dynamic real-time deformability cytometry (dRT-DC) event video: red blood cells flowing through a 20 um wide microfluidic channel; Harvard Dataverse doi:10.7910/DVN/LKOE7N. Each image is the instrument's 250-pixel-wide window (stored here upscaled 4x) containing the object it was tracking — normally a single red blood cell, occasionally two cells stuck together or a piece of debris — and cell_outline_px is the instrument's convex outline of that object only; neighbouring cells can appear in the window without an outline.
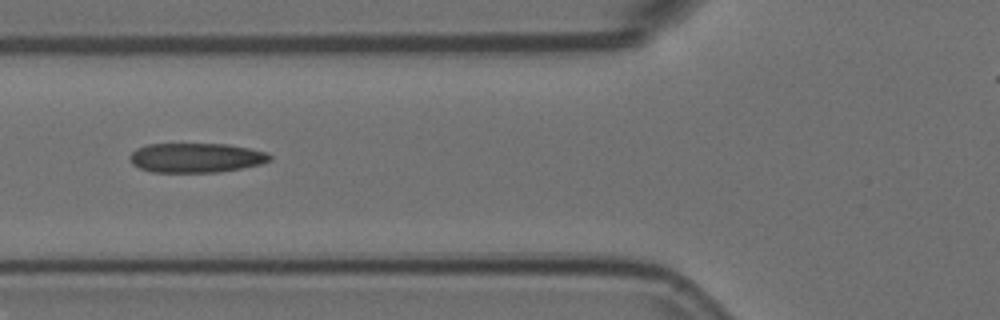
{"species": "Egyptian fruit bat (a non-hibernating species)", "species_latin": "Rousettus aegyptiacus", "temperature_condition": "room temperature", "stored_images_in_passage": 9, "camera_frame_rate_fps": 3000, "um_per_image_px": 0.085, "animal": {"sex": "female"}, "frame": {"image": 1, "passage_image": 6, "time_ms": 1.667, "image_size_px": [1000, 320], "cell_outline_px": [[272, 160], [260, 164], [220, 172], [152, 172], [140, 168], [132, 164], [128, 160], [132, 152], [136, 148], [148, 144], [228, 144], [268, 152], [272, 156]], "centroid_in_image_um": [16.66, 13.41], "position_along_channel_um": 109.1, "area_um2": 24.16}}
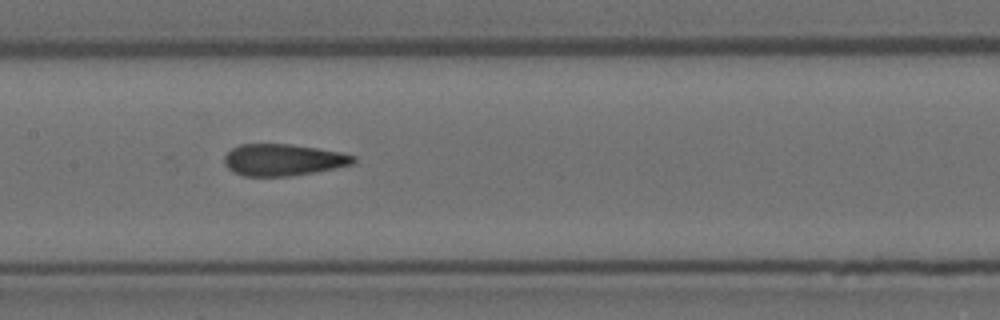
{"frame": {"image": 2, "passage_image": 8, "time_ms": 2.333, "image_size_px": [1000, 320], "cell_outline_px": [[356, 160], [352, 164], [312, 172], [288, 176], [244, 176], [232, 172], [224, 164], [224, 156], [232, 148], [240, 144], [288, 144], [316, 148], [340, 152], [356, 156]], "centroid_in_image_um": [24.01, 13.58], "position_along_channel_um": 183.4, "area_um2": 23.64}}
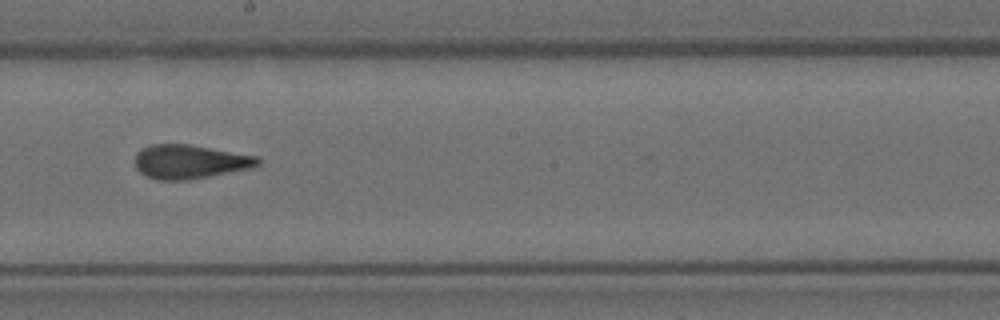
{"frame": {"image": 3, "passage_image": 9, "time_ms": 2.667, "image_size_px": [1000, 320], "cell_outline_px": [[260, 164], [256, 168], [188, 180], [156, 180], [144, 176], [136, 168], [136, 152], [152, 144], [188, 144], [260, 156]], "centroid_in_image_um": [16.19, 13.76], "position_along_channel_um": 232.0, "area_um2": 24.68}}